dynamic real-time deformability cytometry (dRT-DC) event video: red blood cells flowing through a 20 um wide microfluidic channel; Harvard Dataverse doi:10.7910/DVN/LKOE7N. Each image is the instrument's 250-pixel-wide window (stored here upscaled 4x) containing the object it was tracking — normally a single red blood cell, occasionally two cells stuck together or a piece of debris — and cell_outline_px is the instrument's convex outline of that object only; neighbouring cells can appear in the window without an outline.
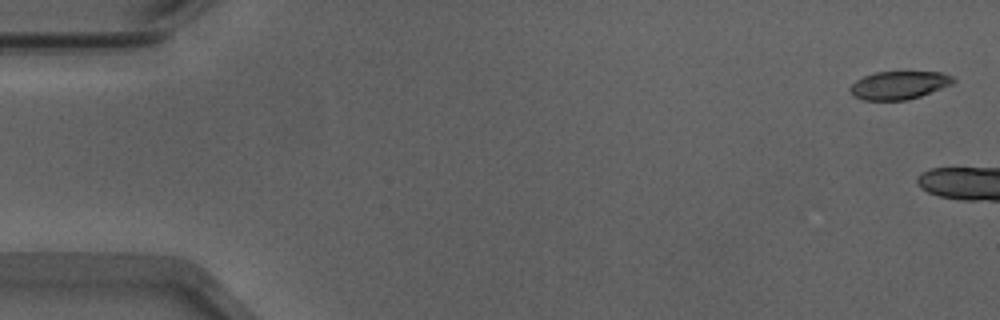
{"species": "Egyptian fruit bat (a non-hibernating species)", "species_latin": "Rousettus aegyptiacus", "temperature_condition": "warm", "stored_images_in_passage": 5, "camera_frame_rate_fps": 3000, "um_per_image_px": 0.085, "animal": {"sex": "male"}, "frame": {"image": 1, "passage_image": 1, "time_ms": 0.0, "image_size_px": [1000, 320], "cell_outline_px": [[956, 80], [952, 84], [920, 96], [908, 100], [864, 100], [852, 96], [848, 88], [856, 80], [864, 76], [876, 72], [940, 72], [952, 76]], "centroid_in_image_um": [76.38, 7.24], "position_along_channel_um": 8.6, "area_um2": 16.88}}